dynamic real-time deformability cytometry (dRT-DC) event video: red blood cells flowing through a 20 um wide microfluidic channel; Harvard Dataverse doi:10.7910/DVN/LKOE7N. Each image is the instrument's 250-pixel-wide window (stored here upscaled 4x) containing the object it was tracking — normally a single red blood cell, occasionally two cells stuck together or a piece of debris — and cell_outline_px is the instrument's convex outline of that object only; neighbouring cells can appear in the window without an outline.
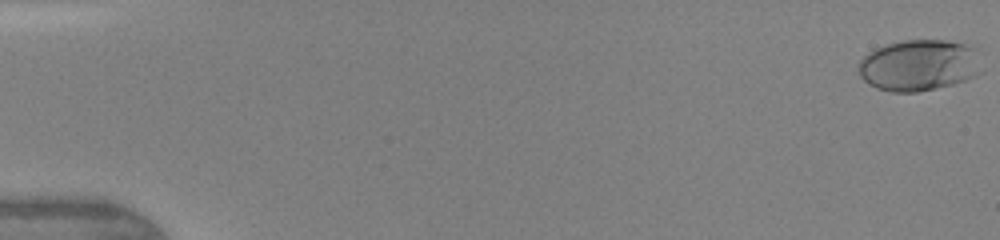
{"species": "human", "species_latin": "Homo sapiens", "temperature_condition": "warm", "stored_images_in_passage": 46, "camera_frame_rate_fps": 3000, "um_per_image_px": 0.085, "donor": {"sex": "female"}, "frame": {"image": 1, "passage_image": 1, "time_ms": 0.0, "image_size_px": [1000, 240], "cell_outline_px": [[984, 72], [976, 76], [952, 84], [916, 92], [892, 92], [876, 88], [868, 84], [860, 76], [856, 68], [860, 60], [868, 52], [876, 48], [888, 44], [904, 40], [948, 40], [964, 44], [976, 48]], "centroid_in_image_um": [78.12, 5.54], "position_along_channel_um": 6.9, "area_um2": 37.22}}
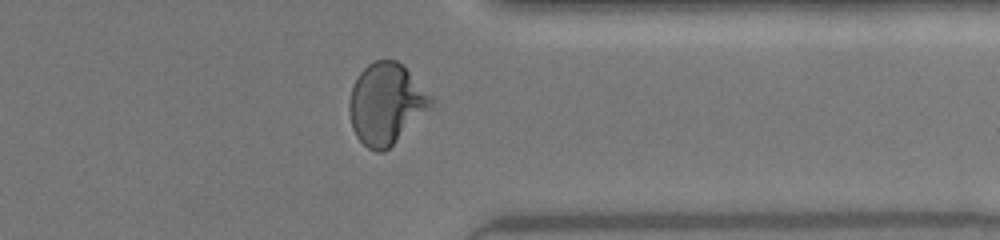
{"frame": {"image": 2, "passage_image": 38, "time_ms": 12.333, "image_size_px": [1000, 240], "cell_outline_px": [[436, 100], [432, 108], [384, 152], [376, 152], [368, 148], [356, 136], [352, 128], [348, 108], [348, 104], [352, 88], [360, 72], [372, 60], [396, 60], [404, 64]], "centroid_in_image_um": [32.85, 8.8], "position_along_channel_um": 378.5, "area_um2": 39.02}}
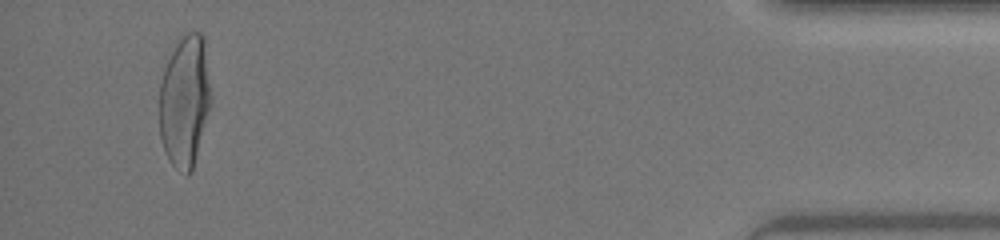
{"frame": {"image": 3, "passage_image": 45, "time_ms": 14.667, "image_size_px": [1000, 240], "cell_outline_px": [[212, 100], [192, 172], [188, 172], [176, 168], [168, 160], [160, 136], [160, 84], [164, 68], [176, 44], [188, 32], [200, 32], [204, 36], [212, 96]], "centroid_in_image_um": [15.73, 8.57], "position_along_channel_um": 419.5, "area_um2": 39.48}}